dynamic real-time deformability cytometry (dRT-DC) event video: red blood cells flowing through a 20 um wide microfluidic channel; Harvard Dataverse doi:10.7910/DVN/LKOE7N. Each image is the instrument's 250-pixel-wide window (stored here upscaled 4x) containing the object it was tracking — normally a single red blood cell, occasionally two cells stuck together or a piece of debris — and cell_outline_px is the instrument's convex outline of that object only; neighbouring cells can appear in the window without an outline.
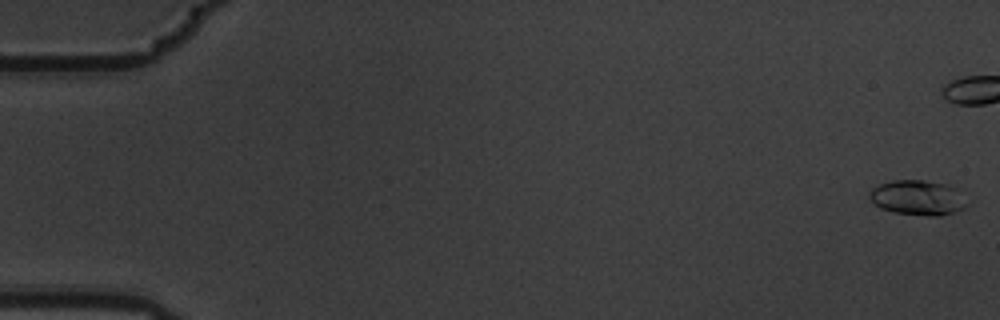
{"species": "common noctule bat (a hibernating species)", "species_latin": "Nyctalus noctula", "temperature_condition": "warm", "stored_images_in_passage": 7, "camera_frame_rate_fps": 3000, "um_per_image_px": 0.085, "animal": {"sex": "male", "body_mass_g": 19.5, "forearm_length_mm": 54.6}, "frame": {"image": 1, "passage_image": 1, "time_ms": 0.0, "image_size_px": [1000, 320], "cell_outline_px": [[968, 204], [964, 208], [940, 216], [932, 216], [892, 212], [880, 208], [868, 196], [868, 192], [872, 188], [880, 184], [892, 180], [924, 180], [944, 184], [956, 188]], "centroid_in_image_um": [77.98, 16.8], "position_along_channel_um": 7.0, "area_um2": 19.71}}
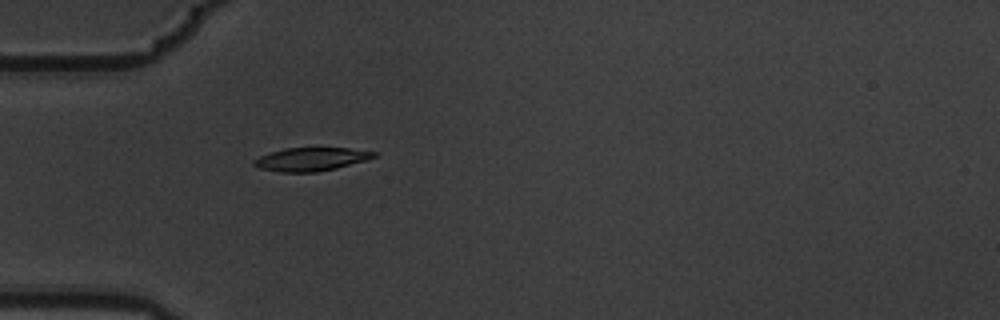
{"frame": {"image": 2, "passage_image": 7, "time_ms": 2.0, "image_size_px": [1000, 320], "cell_outline_px": [[376, 156], [368, 160], [336, 168], [316, 172], [280, 172], [260, 168], [252, 164], [252, 160], [260, 156], [284, 148], [348, 148], [376, 152]], "centroid_in_image_um": [26.44, 13.53], "position_along_channel_um": 58.6, "area_um2": 16.24}}